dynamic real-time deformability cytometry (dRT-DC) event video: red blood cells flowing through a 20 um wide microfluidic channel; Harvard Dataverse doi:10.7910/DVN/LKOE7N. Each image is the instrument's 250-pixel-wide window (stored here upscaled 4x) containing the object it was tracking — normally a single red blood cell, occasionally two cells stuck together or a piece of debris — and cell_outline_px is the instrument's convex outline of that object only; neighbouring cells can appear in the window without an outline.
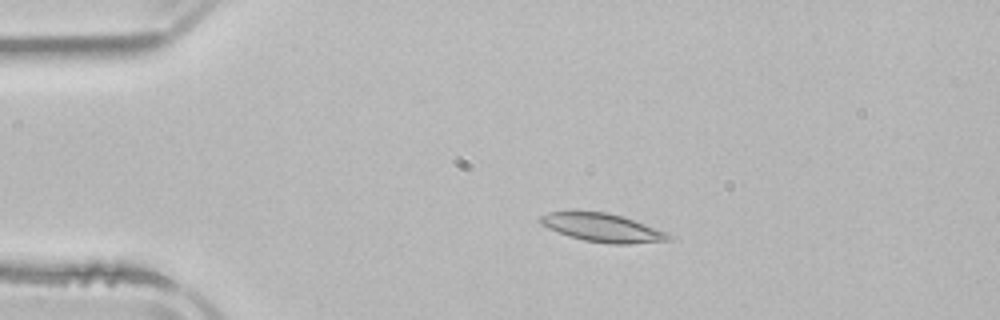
{"species": "common noctule bat (a hibernating species)", "species_latin": "Nyctalus noctula", "temperature_condition": "room temperature", "stored_images_in_passage": 4, "camera_frame_rate_fps": 3000, "um_per_image_px": 0.085, "animal": {"sex": "male", "body_mass_g": 21.5, "forearm_length_mm": 52.0}, "frame": {"image": 1, "passage_image": 3, "time_ms": 2.667, "image_size_px": [1000, 320], "cell_outline_px": [[672, 240], [628, 244], [612, 244], [584, 240], [548, 228], [540, 224], [536, 220], [540, 216], [548, 212], [608, 212], [668, 232], [672, 236]], "centroid_in_image_um": [51.21, 19.36], "position_along_channel_um": 33.8, "area_um2": 20.87}}